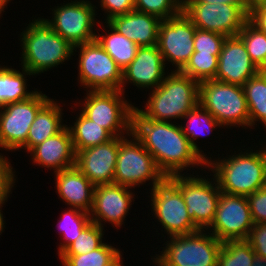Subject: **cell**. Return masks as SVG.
<instances>
[{
	"instance_id": "cell-1",
	"label": "cell",
	"mask_w": 266,
	"mask_h": 266,
	"mask_svg": "<svg viewBox=\"0 0 266 266\" xmlns=\"http://www.w3.org/2000/svg\"><path fill=\"white\" fill-rule=\"evenodd\" d=\"M131 133L152 155L165 177L182 174L187 167L204 165L206 169L207 161L193 148L180 125L148 119L134 107Z\"/></svg>"
},
{
	"instance_id": "cell-2",
	"label": "cell",
	"mask_w": 266,
	"mask_h": 266,
	"mask_svg": "<svg viewBox=\"0 0 266 266\" xmlns=\"http://www.w3.org/2000/svg\"><path fill=\"white\" fill-rule=\"evenodd\" d=\"M251 150L207 160L206 167L214 174L222 192L248 196L266 186V145L259 151Z\"/></svg>"
},
{
	"instance_id": "cell-3",
	"label": "cell",
	"mask_w": 266,
	"mask_h": 266,
	"mask_svg": "<svg viewBox=\"0 0 266 266\" xmlns=\"http://www.w3.org/2000/svg\"><path fill=\"white\" fill-rule=\"evenodd\" d=\"M19 40L23 49L21 65L34 76L63 64L74 53V47L41 17L28 24Z\"/></svg>"
},
{
	"instance_id": "cell-4",
	"label": "cell",
	"mask_w": 266,
	"mask_h": 266,
	"mask_svg": "<svg viewBox=\"0 0 266 266\" xmlns=\"http://www.w3.org/2000/svg\"><path fill=\"white\" fill-rule=\"evenodd\" d=\"M198 104L199 82L173 69L151 95L149 93L145 109L137 110L148 119L170 122L182 120Z\"/></svg>"
},
{
	"instance_id": "cell-5",
	"label": "cell",
	"mask_w": 266,
	"mask_h": 266,
	"mask_svg": "<svg viewBox=\"0 0 266 266\" xmlns=\"http://www.w3.org/2000/svg\"><path fill=\"white\" fill-rule=\"evenodd\" d=\"M168 238L160 255L152 260L154 266H217L222 242L210 232L198 230Z\"/></svg>"
},
{
	"instance_id": "cell-6",
	"label": "cell",
	"mask_w": 266,
	"mask_h": 266,
	"mask_svg": "<svg viewBox=\"0 0 266 266\" xmlns=\"http://www.w3.org/2000/svg\"><path fill=\"white\" fill-rule=\"evenodd\" d=\"M199 104L223 127H249L250 119L243 86L215 79L199 82ZM238 125V126H237Z\"/></svg>"
},
{
	"instance_id": "cell-7",
	"label": "cell",
	"mask_w": 266,
	"mask_h": 266,
	"mask_svg": "<svg viewBox=\"0 0 266 266\" xmlns=\"http://www.w3.org/2000/svg\"><path fill=\"white\" fill-rule=\"evenodd\" d=\"M81 112L106 129L113 137L131 133L132 111L135 106L119 90L87 91Z\"/></svg>"
},
{
	"instance_id": "cell-8",
	"label": "cell",
	"mask_w": 266,
	"mask_h": 266,
	"mask_svg": "<svg viewBox=\"0 0 266 266\" xmlns=\"http://www.w3.org/2000/svg\"><path fill=\"white\" fill-rule=\"evenodd\" d=\"M129 138L119 136V149L114 173V184L134 188L152 180V188L166 177L159 170L152 155L130 133ZM132 136V138H131Z\"/></svg>"
},
{
	"instance_id": "cell-9",
	"label": "cell",
	"mask_w": 266,
	"mask_h": 266,
	"mask_svg": "<svg viewBox=\"0 0 266 266\" xmlns=\"http://www.w3.org/2000/svg\"><path fill=\"white\" fill-rule=\"evenodd\" d=\"M75 49L80 50L78 83L89 91H121L122 70L97 40L74 46L77 52Z\"/></svg>"
},
{
	"instance_id": "cell-10",
	"label": "cell",
	"mask_w": 266,
	"mask_h": 266,
	"mask_svg": "<svg viewBox=\"0 0 266 266\" xmlns=\"http://www.w3.org/2000/svg\"><path fill=\"white\" fill-rule=\"evenodd\" d=\"M188 175L178 174L168 178L180 189L189 218L200 230H207L214 220L221 190L215 177L209 181L205 176Z\"/></svg>"
},
{
	"instance_id": "cell-11",
	"label": "cell",
	"mask_w": 266,
	"mask_h": 266,
	"mask_svg": "<svg viewBox=\"0 0 266 266\" xmlns=\"http://www.w3.org/2000/svg\"><path fill=\"white\" fill-rule=\"evenodd\" d=\"M182 11L197 29L226 37L237 36L248 20V5L183 2Z\"/></svg>"
},
{
	"instance_id": "cell-12",
	"label": "cell",
	"mask_w": 266,
	"mask_h": 266,
	"mask_svg": "<svg viewBox=\"0 0 266 266\" xmlns=\"http://www.w3.org/2000/svg\"><path fill=\"white\" fill-rule=\"evenodd\" d=\"M150 195L152 212L169 237L200 230L188 216L180 189L168 177L155 185Z\"/></svg>"
},
{
	"instance_id": "cell-13",
	"label": "cell",
	"mask_w": 266,
	"mask_h": 266,
	"mask_svg": "<svg viewBox=\"0 0 266 266\" xmlns=\"http://www.w3.org/2000/svg\"><path fill=\"white\" fill-rule=\"evenodd\" d=\"M50 100L41 91L28 100L10 103L0 109V148L7 151L21 149L27 141L32 122L38 111Z\"/></svg>"
},
{
	"instance_id": "cell-14",
	"label": "cell",
	"mask_w": 266,
	"mask_h": 266,
	"mask_svg": "<svg viewBox=\"0 0 266 266\" xmlns=\"http://www.w3.org/2000/svg\"><path fill=\"white\" fill-rule=\"evenodd\" d=\"M63 4L52 10L51 20L45 19L52 30L73 47L96 40L97 34L93 32V26L96 25L95 8L97 7L89 0H71Z\"/></svg>"
},
{
	"instance_id": "cell-15",
	"label": "cell",
	"mask_w": 266,
	"mask_h": 266,
	"mask_svg": "<svg viewBox=\"0 0 266 266\" xmlns=\"http://www.w3.org/2000/svg\"><path fill=\"white\" fill-rule=\"evenodd\" d=\"M195 32L196 26L183 11L161 21L157 47L164 62L175 65V71H181L194 53Z\"/></svg>"
},
{
	"instance_id": "cell-16",
	"label": "cell",
	"mask_w": 266,
	"mask_h": 266,
	"mask_svg": "<svg viewBox=\"0 0 266 266\" xmlns=\"http://www.w3.org/2000/svg\"><path fill=\"white\" fill-rule=\"evenodd\" d=\"M253 225L246 196L221 191L214 220L206 231L212 232L220 242L245 240Z\"/></svg>"
},
{
	"instance_id": "cell-17",
	"label": "cell",
	"mask_w": 266,
	"mask_h": 266,
	"mask_svg": "<svg viewBox=\"0 0 266 266\" xmlns=\"http://www.w3.org/2000/svg\"><path fill=\"white\" fill-rule=\"evenodd\" d=\"M129 189L114 183L95 186L93 207L89 213L91 221L102 228L103 221L112 223L113 227H121L132 207V201H135V194Z\"/></svg>"
},
{
	"instance_id": "cell-18",
	"label": "cell",
	"mask_w": 266,
	"mask_h": 266,
	"mask_svg": "<svg viewBox=\"0 0 266 266\" xmlns=\"http://www.w3.org/2000/svg\"><path fill=\"white\" fill-rule=\"evenodd\" d=\"M119 149V137L76 153V167L94 185L112 184Z\"/></svg>"
},
{
	"instance_id": "cell-19",
	"label": "cell",
	"mask_w": 266,
	"mask_h": 266,
	"mask_svg": "<svg viewBox=\"0 0 266 266\" xmlns=\"http://www.w3.org/2000/svg\"><path fill=\"white\" fill-rule=\"evenodd\" d=\"M260 70L250 59L238 36L226 37L218 57L215 80L243 86Z\"/></svg>"
},
{
	"instance_id": "cell-20",
	"label": "cell",
	"mask_w": 266,
	"mask_h": 266,
	"mask_svg": "<svg viewBox=\"0 0 266 266\" xmlns=\"http://www.w3.org/2000/svg\"><path fill=\"white\" fill-rule=\"evenodd\" d=\"M165 64L157 45L139 47L135 58L122 71L121 91L125 93V83L129 82L139 89L154 90L166 77Z\"/></svg>"
},
{
	"instance_id": "cell-21",
	"label": "cell",
	"mask_w": 266,
	"mask_h": 266,
	"mask_svg": "<svg viewBox=\"0 0 266 266\" xmlns=\"http://www.w3.org/2000/svg\"><path fill=\"white\" fill-rule=\"evenodd\" d=\"M29 152L34 164L53 169L54 173L76 165V153L68 125Z\"/></svg>"
},
{
	"instance_id": "cell-22",
	"label": "cell",
	"mask_w": 266,
	"mask_h": 266,
	"mask_svg": "<svg viewBox=\"0 0 266 266\" xmlns=\"http://www.w3.org/2000/svg\"><path fill=\"white\" fill-rule=\"evenodd\" d=\"M56 192L71 208L90 213L93 207L95 186L76 167L55 172Z\"/></svg>"
},
{
	"instance_id": "cell-23",
	"label": "cell",
	"mask_w": 266,
	"mask_h": 266,
	"mask_svg": "<svg viewBox=\"0 0 266 266\" xmlns=\"http://www.w3.org/2000/svg\"><path fill=\"white\" fill-rule=\"evenodd\" d=\"M161 21L157 16L133 10L112 18L108 23L120 34L143 47L157 45Z\"/></svg>"
},
{
	"instance_id": "cell-24",
	"label": "cell",
	"mask_w": 266,
	"mask_h": 266,
	"mask_svg": "<svg viewBox=\"0 0 266 266\" xmlns=\"http://www.w3.org/2000/svg\"><path fill=\"white\" fill-rule=\"evenodd\" d=\"M62 110L59 103L50 99L38 111L29 129L26 144L21 149L29 152L33 147L60 132L66 126L62 124Z\"/></svg>"
},
{
	"instance_id": "cell-25",
	"label": "cell",
	"mask_w": 266,
	"mask_h": 266,
	"mask_svg": "<svg viewBox=\"0 0 266 266\" xmlns=\"http://www.w3.org/2000/svg\"><path fill=\"white\" fill-rule=\"evenodd\" d=\"M32 75L22 67V72L0 65V108L10 103L28 100L36 93L27 90V77Z\"/></svg>"
},
{
	"instance_id": "cell-26",
	"label": "cell",
	"mask_w": 266,
	"mask_h": 266,
	"mask_svg": "<svg viewBox=\"0 0 266 266\" xmlns=\"http://www.w3.org/2000/svg\"><path fill=\"white\" fill-rule=\"evenodd\" d=\"M104 23L109 28L108 33L105 31L106 34L96 35V40L123 71L135 58L139 46L120 34L108 22Z\"/></svg>"
},
{
	"instance_id": "cell-27",
	"label": "cell",
	"mask_w": 266,
	"mask_h": 266,
	"mask_svg": "<svg viewBox=\"0 0 266 266\" xmlns=\"http://www.w3.org/2000/svg\"><path fill=\"white\" fill-rule=\"evenodd\" d=\"M74 126H68L75 153L93 146L103 144L113 136L102 126L88 119L81 111Z\"/></svg>"
},
{
	"instance_id": "cell-28",
	"label": "cell",
	"mask_w": 266,
	"mask_h": 266,
	"mask_svg": "<svg viewBox=\"0 0 266 266\" xmlns=\"http://www.w3.org/2000/svg\"><path fill=\"white\" fill-rule=\"evenodd\" d=\"M244 92L249 112L250 127L256 121L261 122L266 128V70H260L244 85Z\"/></svg>"
},
{
	"instance_id": "cell-29",
	"label": "cell",
	"mask_w": 266,
	"mask_h": 266,
	"mask_svg": "<svg viewBox=\"0 0 266 266\" xmlns=\"http://www.w3.org/2000/svg\"><path fill=\"white\" fill-rule=\"evenodd\" d=\"M182 119L188 120L186 125L180 124L183 133L186 135L193 148L207 161L209 157H206V154L202 153L203 150H200V147L194 141H196L199 136L203 134V136H205L206 133L210 134L213 129L215 130L217 127L221 128L222 126L212 114L205 110L200 104L190 110Z\"/></svg>"
},
{
	"instance_id": "cell-30",
	"label": "cell",
	"mask_w": 266,
	"mask_h": 266,
	"mask_svg": "<svg viewBox=\"0 0 266 266\" xmlns=\"http://www.w3.org/2000/svg\"><path fill=\"white\" fill-rule=\"evenodd\" d=\"M67 211V212H66ZM61 220L58 222V231L62 234L63 243L58 247V255H60L75 239L79 237L81 232L92 222L90 214L77 208L69 207L64 213H61Z\"/></svg>"
},
{
	"instance_id": "cell-31",
	"label": "cell",
	"mask_w": 266,
	"mask_h": 266,
	"mask_svg": "<svg viewBox=\"0 0 266 266\" xmlns=\"http://www.w3.org/2000/svg\"><path fill=\"white\" fill-rule=\"evenodd\" d=\"M237 36L243 41L256 67L266 70V34L247 20Z\"/></svg>"
},
{
	"instance_id": "cell-32",
	"label": "cell",
	"mask_w": 266,
	"mask_h": 266,
	"mask_svg": "<svg viewBox=\"0 0 266 266\" xmlns=\"http://www.w3.org/2000/svg\"><path fill=\"white\" fill-rule=\"evenodd\" d=\"M256 257L249 242L245 240H228L222 242L217 266H252Z\"/></svg>"
},
{
	"instance_id": "cell-33",
	"label": "cell",
	"mask_w": 266,
	"mask_h": 266,
	"mask_svg": "<svg viewBox=\"0 0 266 266\" xmlns=\"http://www.w3.org/2000/svg\"><path fill=\"white\" fill-rule=\"evenodd\" d=\"M218 57L219 55L194 52L180 72L198 82L214 79L218 69Z\"/></svg>"
},
{
	"instance_id": "cell-34",
	"label": "cell",
	"mask_w": 266,
	"mask_h": 266,
	"mask_svg": "<svg viewBox=\"0 0 266 266\" xmlns=\"http://www.w3.org/2000/svg\"><path fill=\"white\" fill-rule=\"evenodd\" d=\"M120 249L103 243L96 250L81 255H59L63 266H103L110 262Z\"/></svg>"
},
{
	"instance_id": "cell-35",
	"label": "cell",
	"mask_w": 266,
	"mask_h": 266,
	"mask_svg": "<svg viewBox=\"0 0 266 266\" xmlns=\"http://www.w3.org/2000/svg\"><path fill=\"white\" fill-rule=\"evenodd\" d=\"M104 228L91 222L60 255H81L96 250L104 242Z\"/></svg>"
},
{
	"instance_id": "cell-36",
	"label": "cell",
	"mask_w": 266,
	"mask_h": 266,
	"mask_svg": "<svg viewBox=\"0 0 266 266\" xmlns=\"http://www.w3.org/2000/svg\"><path fill=\"white\" fill-rule=\"evenodd\" d=\"M135 10L166 20L182 11L183 0H134Z\"/></svg>"
},
{
	"instance_id": "cell-37",
	"label": "cell",
	"mask_w": 266,
	"mask_h": 266,
	"mask_svg": "<svg viewBox=\"0 0 266 266\" xmlns=\"http://www.w3.org/2000/svg\"><path fill=\"white\" fill-rule=\"evenodd\" d=\"M226 36L196 28L194 35V52L219 55Z\"/></svg>"
},
{
	"instance_id": "cell-38",
	"label": "cell",
	"mask_w": 266,
	"mask_h": 266,
	"mask_svg": "<svg viewBox=\"0 0 266 266\" xmlns=\"http://www.w3.org/2000/svg\"><path fill=\"white\" fill-rule=\"evenodd\" d=\"M13 166H11L10 161L4 157L2 154L0 155V214L3 216L2 207L4 203L7 201L12 188L14 187V183L16 178L15 171L12 170Z\"/></svg>"
},
{
	"instance_id": "cell-39",
	"label": "cell",
	"mask_w": 266,
	"mask_h": 266,
	"mask_svg": "<svg viewBox=\"0 0 266 266\" xmlns=\"http://www.w3.org/2000/svg\"><path fill=\"white\" fill-rule=\"evenodd\" d=\"M246 198L254 224L266 223V186Z\"/></svg>"
},
{
	"instance_id": "cell-40",
	"label": "cell",
	"mask_w": 266,
	"mask_h": 266,
	"mask_svg": "<svg viewBox=\"0 0 266 266\" xmlns=\"http://www.w3.org/2000/svg\"><path fill=\"white\" fill-rule=\"evenodd\" d=\"M100 3L107 14L105 22L135 10L134 0H100Z\"/></svg>"
},
{
	"instance_id": "cell-41",
	"label": "cell",
	"mask_w": 266,
	"mask_h": 266,
	"mask_svg": "<svg viewBox=\"0 0 266 266\" xmlns=\"http://www.w3.org/2000/svg\"><path fill=\"white\" fill-rule=\"evenodd\" d=\"M246 240L256 255L266 258V223L254 224Z\"/></svg>"
},
{
	"instance_id": "cell-42",
	"label": "cell",
	"mask_w": 266,
	"mask_h": 266,
	"mask_svg": "<svg viewBox=\"0 0 266 266\" xmlns=\"http://www.w3.org/2000/svg\"><path fill=\"white\" fill-rule=\"evenodd\" d=\"M248 20L266 34V4L249 9Z\"/></svg>"
},
{
	"instance_id": "cell-43",
	"label": "cell",
	"mask_w": 266,
	"mask_h": 266,
	"mask_svg": "<svg viewBox=\"0 0 266 266\" xmlns=\"http://www.w3.org/2000/svg\"><path fill=\"white\" fill-rule=\"evenodd\" d=\"M183 2L222 3L231 5H247L246 0H183Z\"/></svg>"
},
{
	"instance_id": "cell-44",
	"label": "cell",
	"mask_w": 266,
	"mask_h": 266,
	"mask_svg": "<svg viewBox=\"0 0 266 266\" xmlns=\"http://www.w3.org/2000/svg\"><path fill=\"white\" fill-rule=\"evenodd\" d=\"M103 266H124L121 251L110 262Z\"/></svg>"
},
{
	"instance_id": "cell-45",
	"label": "cell",
	"mask_w": 266,
	"mask_h": 266,
	"mask_svg": "<svg viewBox=\"0 0 266 266\" xmlns=\"http://www.w3.org/2000/svg\"><path fill=\"white\" fill-rule=\"evenodd\" d=\"M249 9L266 4V0H246Z\"/></svg>"
},
{
	"instance_id": "cell-46",
	"label": "cell",
	"mask_w": 266,
	"mask_h": 266,
	"mask_svg": "<svg viewBox=\"0 0 266 266\" xmlns=\"http://www.w3.org/2000/svg\"><path fill=\"white\" fill-rule=\"evenodd\" d=\"M252 266H266V258L256 255Z\"/></svg>"
},
{
	"instance_id": "cell-47",
	"label": "cell",
	"mask_w": 266,
	"mask_h": 266,
	"mask_svg": "<svg viewBox=\"0 0 266 266\" xmlns=\"http://www.w3.org/2000/svg\"><path fill=\"white\" fill-rule=\"evenodd\" d=\"M4 224H5V222H4V216H2V215L0 214V235L2 234V232H4V231H3L4 228H5Z\"/></svg>"
},
{
	"instance_id": "cell-48",
	"label": "cell",
	"mask_w": 266,
	"mask_h": 266,
	"mask_svg": "<svg viewBox=\"0 0 266 266\" xmlns=\"http://www.w3.org/2000/svg\"><path fill=\"white\" fill-rule=\"evenodd\" d=\"M10 0H0V10L4 12L5 6L7 7V3H9Z\"/></svg>"
}]
</instances>
